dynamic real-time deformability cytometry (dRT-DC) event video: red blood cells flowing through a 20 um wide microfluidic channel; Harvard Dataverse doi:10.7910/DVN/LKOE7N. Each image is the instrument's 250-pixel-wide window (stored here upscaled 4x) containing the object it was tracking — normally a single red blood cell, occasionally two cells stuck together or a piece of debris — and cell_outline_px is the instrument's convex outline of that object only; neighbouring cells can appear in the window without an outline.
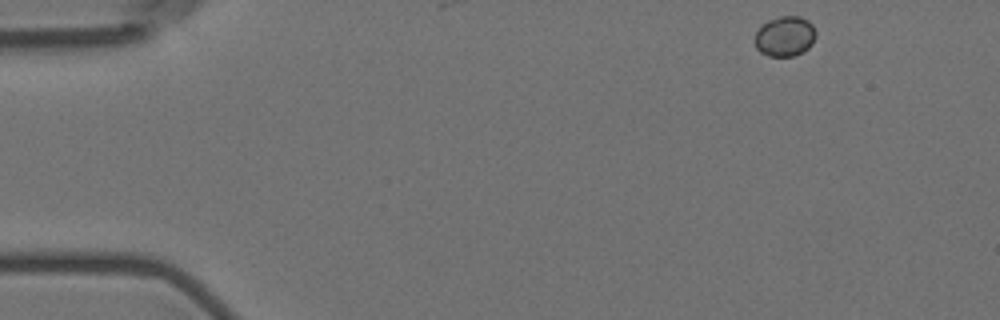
{"species": "Egyptian fruit bat (a non-hibernating species)", "species_latin": "Rousettus aegyptiacus", "temperature_condition": "room temperature", "stored_images_in_passage": 8, "camera_frame_rate_fps": 3000, "um_per_image_px": 0.085, "animal": {"sex": "female"}, "frame": {"image": 1, "passage_image": 1, "time_ms": 0.0, "image_size_px": [1000, 320], "cell_outline_px": [[816, 36], [812, 44], [804, 52], [796, 56], [768, 56], [760, 52], [756, 48], [756, 32], [768, 20], [780, 16], [800, 16], [808, 20], [812, 24], [816, 32]], "centroid_in_image_um": [66.75, 3.09], "position_along_channel_um": 18.2, "area_um2": 14.33}}
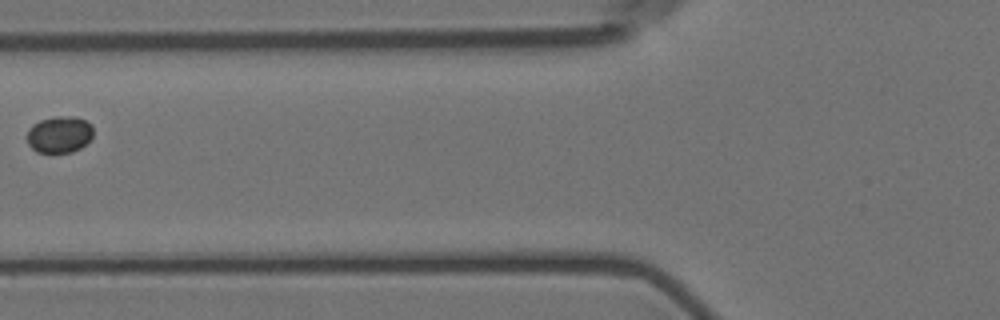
{"frame": {"image": 2, "passage_image": 5, "time_ms": 5.667, "image_size_px": [1000, 320], "cell_outline_px": [[92, 136], [80, 148], [72, 152], [36, 152], [28, 144], [28, 128], [32, 124], [40, 120], [52, 116], [76, 116], [92, 124]], "centroid_in_image_um": [5.03, 11.41], "position_along_channel_um": 120.8, "area_um2": 14.16}}
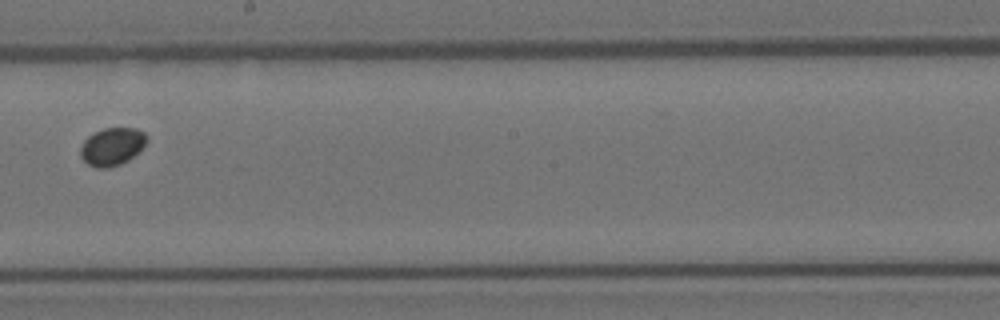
{"frame": {"image": 3, "passage_image": 8, "time_ms": 9.0, "image_size_px": [1000, 320], "cell_outline_px": [[148, 140], [128, 160], [120, 164], [108, 168], [96, 168], [88, 164], [80, 156], [80, 148], [84, 140], [88, 136], [104, 128], [136, 128], [144, 132]], "centroid_in_image_um": [9.5, 12.46], "position_along_channel_um": 238.7, "area_um2": 14.39}}